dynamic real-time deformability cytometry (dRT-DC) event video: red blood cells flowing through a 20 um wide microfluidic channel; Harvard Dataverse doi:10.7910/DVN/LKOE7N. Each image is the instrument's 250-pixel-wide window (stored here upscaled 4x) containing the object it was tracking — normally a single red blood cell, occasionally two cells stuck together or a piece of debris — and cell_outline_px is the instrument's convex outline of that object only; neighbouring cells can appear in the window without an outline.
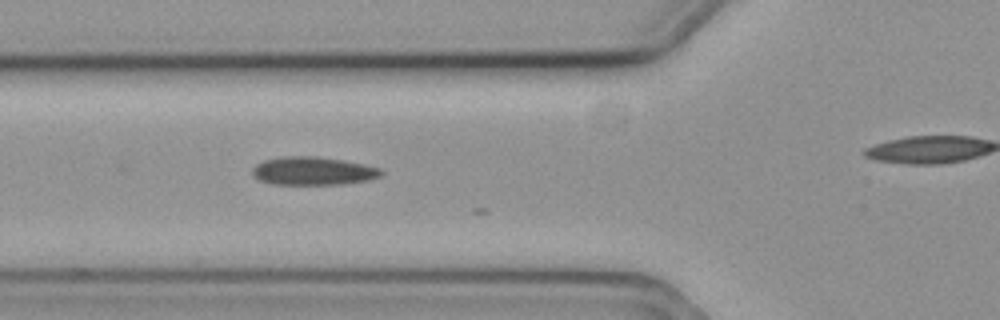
{"species": "common noctule bat (a hibernating species)", "species_latin": "Nyctalus noctula", "temperature_condition": "cold", "stored_images_in_passage": 14, "camera_frame_rate_fps": 3000, "um_per_image_px": 0.085, "animal": {"sex": "female", "body_mass_g": 19.3, "forearm_length_mm": 54.1}, "frame": {"image": 1, "passage_image": 12, "time_ms": 3.667, "image_size_px": [1000, 320], "cell_outline_px": [[384, 172], [380, 176], [368, 180], [340, 184], [272, 184], [260, 180], [252, 172], [252, 168], [256, 164], [264, 160], [280, 156], [316, 156], [364, 164], [380, 168]], "centroid_in_image_um": [26.6, 14.52], "position_along_channel_um": 99.2, "area_um2": 21.04}}